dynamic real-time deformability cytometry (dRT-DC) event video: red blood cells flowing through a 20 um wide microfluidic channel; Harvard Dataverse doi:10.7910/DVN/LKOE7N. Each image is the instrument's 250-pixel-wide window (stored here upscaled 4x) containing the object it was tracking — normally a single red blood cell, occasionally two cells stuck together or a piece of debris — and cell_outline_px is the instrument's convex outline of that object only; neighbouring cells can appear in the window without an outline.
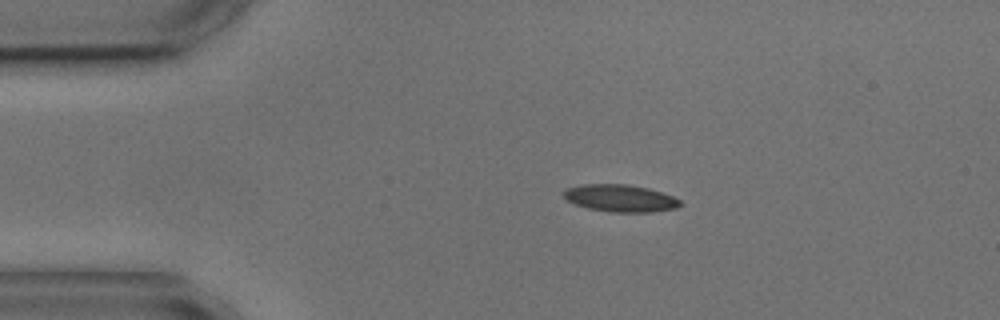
{"species": "common noctule bat (a hibernating species)", "species_latin": "Nyctalus noctula", "temperature_condition": "cold", "stored_images_in_passage": 2, "camera_frame_rate_fps": 3000, "um_per_image_px": 0.085, "animal": {"sex": "male", "body_mass_g": 17.9, "forearm_length_mm": 54.2}, "frame": {"image": 1, "passage_image": 1, "time_ms": 0.0, "image_size_px": [1000, 320], "cell_outline_px": [[680, 204], [676, 208], [652, 212], [612, 212], [588, 208], [576, 204], [568, 200], [564, 196], [564, 188], [580, 184], [624, 184], [648, 188], [672, 196], [680, 200]], "centroid_in_image_um": [52.7, 16.84], "position_along_channel_um": 32.3, "area_um2": 18.32}}